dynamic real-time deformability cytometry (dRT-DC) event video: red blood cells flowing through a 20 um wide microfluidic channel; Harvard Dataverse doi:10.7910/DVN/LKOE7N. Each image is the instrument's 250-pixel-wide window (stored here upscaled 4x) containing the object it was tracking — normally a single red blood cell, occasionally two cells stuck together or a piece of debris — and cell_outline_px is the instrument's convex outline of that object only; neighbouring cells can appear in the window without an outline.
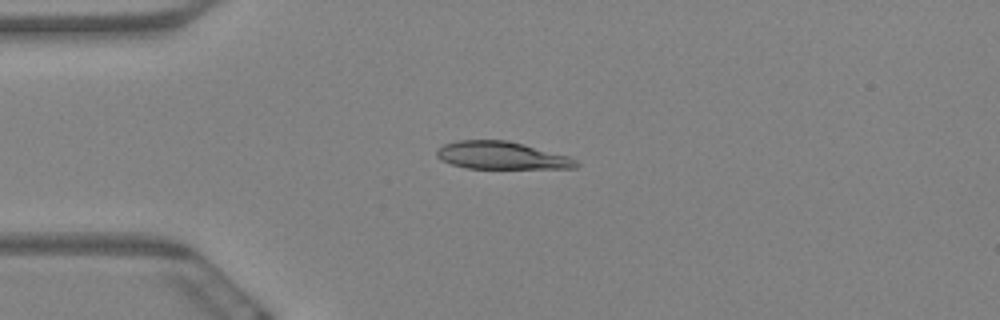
{"species": "Egyptian fruit bat (a non-hibernating species)", "species_latin": "Rousettus aegyptiacus", "temperature_condition": "warm", "stored_images_in_passage": 5, "camera_frame_rate_fps": 3000, "um_per_image_px": 0.085, "animal": {"sex": "female"}, "frame": {"image": 1, "passage_image": 3, "time_ms": 0.667, "image_size_px": [1000, 320], "cell_outline_px": [[580, 164], [576, 168], [468, 168], [452, 164], [440, 160], [436, 156], [436, 152], [444, 144], [460, 140], [508, 140], [524, 144], [568, 156], [576, 160]], "centroid_in_image_um": [42.63, 13.21], "position_along_channel_um": 42.4, "area_um2": 22.25}}
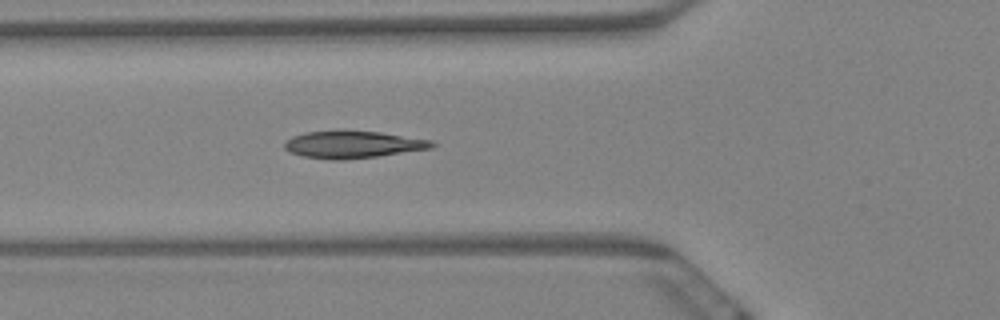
{"frame": {"image": 2, "passage_image": 5, "time_ms": 1.333, "image_size_px": [1000, 320], "cell_outline_px": [[436, 144], [432, 148], [376, 156], [344, 160], [332, 160], [304, 156], [288, 152], [284, 148], [284, 144], [292, 136], [304, 132], [336, 128], [340, 128], [380, 132], [432, 140]], "centroid_in_image_um": [29.94, 12.24], "position_along_channel_um": 95.9, "area_um2": 23.99}}